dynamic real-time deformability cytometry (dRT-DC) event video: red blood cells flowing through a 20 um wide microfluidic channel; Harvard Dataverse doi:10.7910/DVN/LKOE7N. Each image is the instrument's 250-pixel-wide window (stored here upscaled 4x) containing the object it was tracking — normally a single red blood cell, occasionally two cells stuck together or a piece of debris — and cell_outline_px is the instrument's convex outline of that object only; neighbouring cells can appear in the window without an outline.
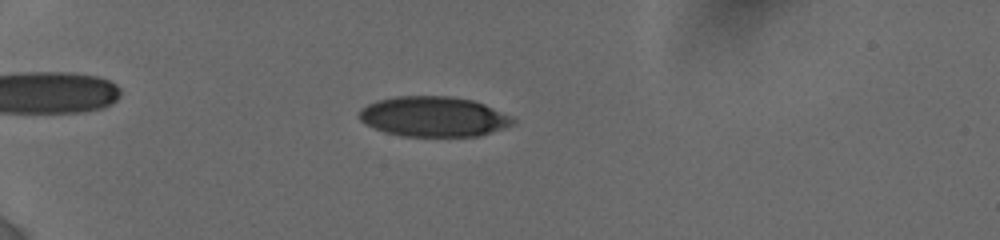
{"species": "human", "species_latin": "Homo sapiens", "temperature_condition": "cold", "stored_images_in_passage": 26, "camera_frame_rate_fps": 3000, "um_per_image_px": 0.085, "donor": {"sex": "female"}, "frame": {"image": 1, "passage_image": 15, "time_ms": 4.667, "image_size_px": [1000, 240], "cell_outline_px": [[516, 120], [512, 124], [504, 128], [480, 136], [400, 136], [384, 132], [364, 124], [356, 116], [360, 108], [376, 100], [396, 96], [448, 96], [472, 100], [484, 104], [512, 116]], "centroid_in_image_um": [36.81, 9.91], "position_along_channel_um": 48.2, "area_um2": 36.24}}
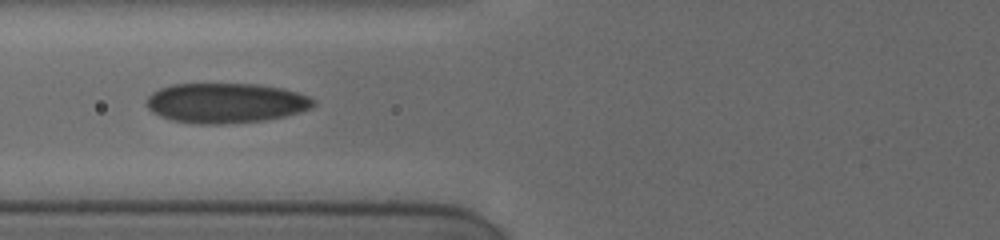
{"frame": {"image": 2, "passage_image": 22, "time_ms": 7.333, "image_size_px": [1000, 240], "cell_outline_px": [[316, 104], [312, 108], [300, 112], [268, 120], [220, 124], [196, 124], [172, 120], [160, 116], [152, 112], [144, 104], [148, 96], [152, 92], [160, 88], [172, 84], [256, 84], [280, 88], [296, 92], [308, 96], [316, 100]], "centroid_in_image_um": [19.18, 8.76], "position_along_channel_um": 106.6, "area_um2": 39.07}}
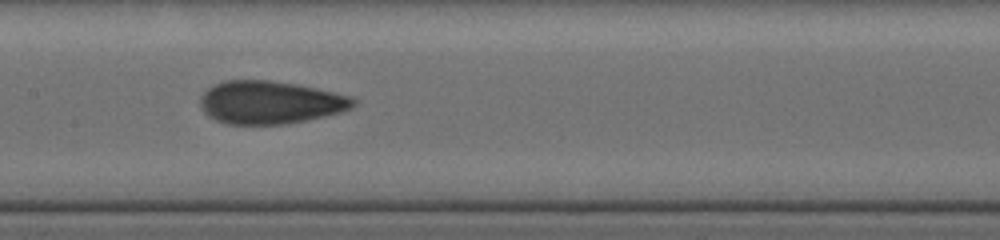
{"frame": {"image": 3, "passage_image": 25, "time_ms": 9.333, "image_size_px": [1000, 240], "cell_outline_px": [[356, 104], [352, 108], [340, 112], [324, 116], [284, 124], [228, 124], [216, 120], [208, 116], [204, 112], [200, 104], [200, 96], [212, 84], [224, 80], [268, 80], [296, 84], [316, 88], [352, 96], [356, 100]], "centroid_in_image_um": [22.94, 8.69], "position_along_channel_um": 184.5, "area_um2": 38.32}}